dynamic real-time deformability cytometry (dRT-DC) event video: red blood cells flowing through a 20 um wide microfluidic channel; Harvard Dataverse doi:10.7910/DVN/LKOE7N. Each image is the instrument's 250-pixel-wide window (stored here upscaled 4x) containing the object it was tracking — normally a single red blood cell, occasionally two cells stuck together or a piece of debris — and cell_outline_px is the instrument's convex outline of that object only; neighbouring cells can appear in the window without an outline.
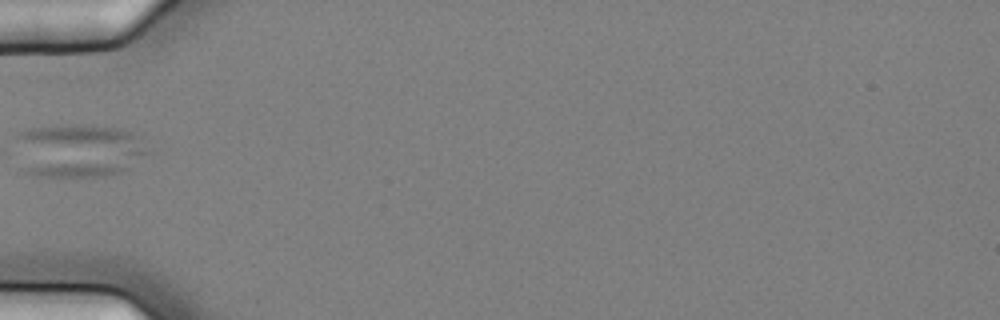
{"species": "common noctule bat (a hibernating species)", "species_latin": "Nyctalus noctula", "temperature_condition": "cold", "stored_images_in_passage": 8, "camera_frame_rate_fps": 3000, "um_per_image_px": 0.085, "animal": {"sex": "female", "body_mass_g": 25.1}, "frame": {"image": 1, "passage_image": 6, "time_ms": 1.667, "image_size_px": [1000, 320], "cell_outline_px": [[148, 152], [128, 168], [120, 172], [108, 176], [32, 176], [16, 172], [12, 140], [12, 136], [16, 132], [28, 128], [52, 124], [92, 124], [120, 128], [136, 132], [140, 136]], "centroid_in_image_um": [6.45, 12.77], "position_along_channel_um": 78.6, "area_um2": 43.75}}
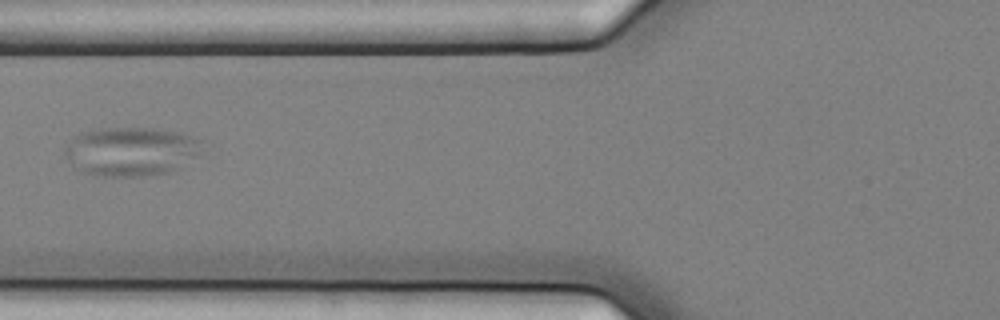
{"frame": {"image": 2, "passage_image": 7, "time_ms": 2.0, "image_size_px": [1000, 320], "cell_outline_px": [[200, 140], [196, 156], [176, 168], [168, 172], [144, 176], [96, 176], [80, 172], [76, 168], [64, 152], [64, 148], [72, 136], [80, 132], [96, 128], [152, 128], [180, 132]], "centroid_in_image_um": [11.04, 12.86], "position_along_channel_um": 114.8, "area_um2": 38.9}}
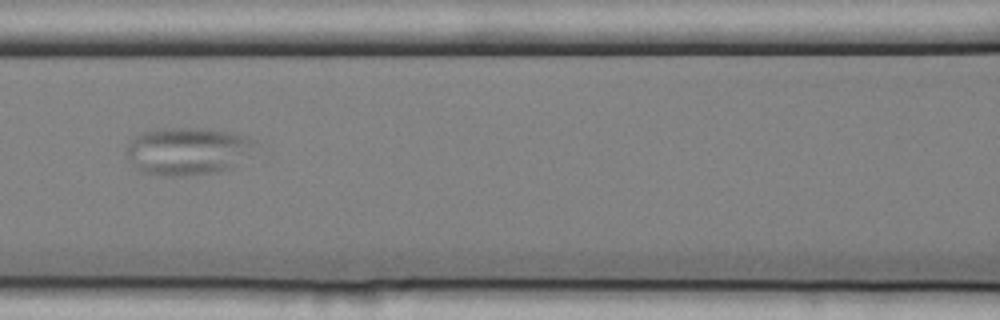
{"frame": {"image": 3, "passage_image": 8, "time_ms": 2.333, "image_size_px": [1000, 320], "cell_outline_px": [[256, 140], [236, 164], [220, 172], [184, 176], [164, 176], [140, 172], [128, 156], [128, 144], [136, 136], [144, 132], [156, 128], [208, 128], [248, 136]], "centroid_in_image_um": [15.9, 12.84], "position_along_channel_um": 150.7, "area_um2": 35.14}}